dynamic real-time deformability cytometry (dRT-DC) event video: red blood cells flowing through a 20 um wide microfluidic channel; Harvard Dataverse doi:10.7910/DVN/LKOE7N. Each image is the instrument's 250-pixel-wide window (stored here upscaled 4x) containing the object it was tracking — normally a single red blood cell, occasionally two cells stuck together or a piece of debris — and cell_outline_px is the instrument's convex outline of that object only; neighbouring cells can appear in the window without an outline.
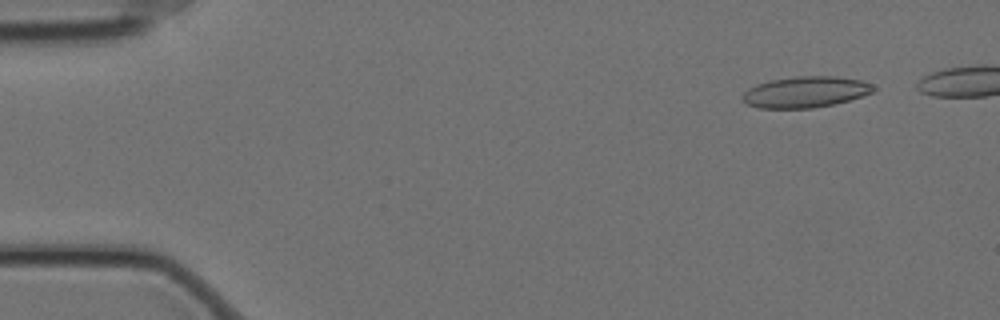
{"species": "Egyptian fruit bat (a non-hibernating species)", "species_latin": "Rousettus aegyptiacus", "temperature_condition": "cold", "stored_images_in_passage": 51, "camera_frame_rate_fps": 3000, "um_per_image_px": 0.085, "animal": {"sex": "female"}, "frame": {"image": 1, "passage_image": 5, "time_ms": 1.333, "image_size_px": [1000, 320], "cell_outline_px": [[876, 88], [872, 92], [848, 100], [832, 104], [812, 108], [760, 108], [748, 104], [740, 100], [740, 96], [748, 88], [756, 84], [772, 80], [796, 76], [836, 76], [860, 80], [872, 84]], "centroid_in_image_um": [68.42, 7.81], "position_along_channel_um": 16.6, "area_um2": 23.64}}
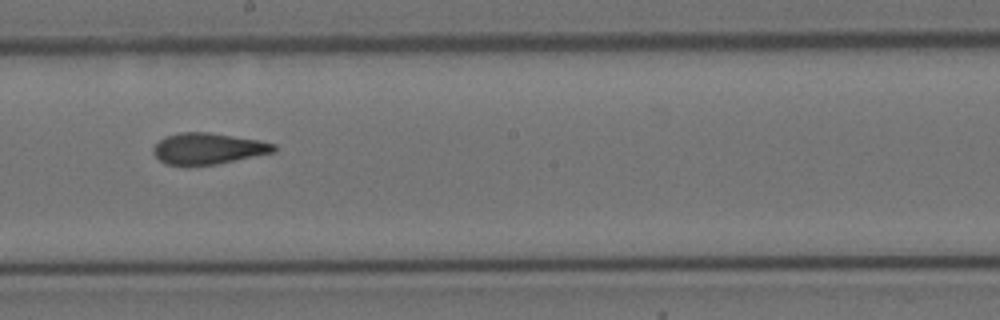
{"frame": {"image": 2, "passage_image": 32, "time_ms": 10.333, "image_size_px": [1000, 320], "cell_outline_px": [[276, 152], [216, 164], [164, 164], [152, 152], [152, 148], [164, 136], [180, 132], [208, 132], [260, 140], [276, 144]], "centroid_in_image_um": [17.7, 12.61], "position_along_channel_um": 230.5, "area_um2": 21.79}}
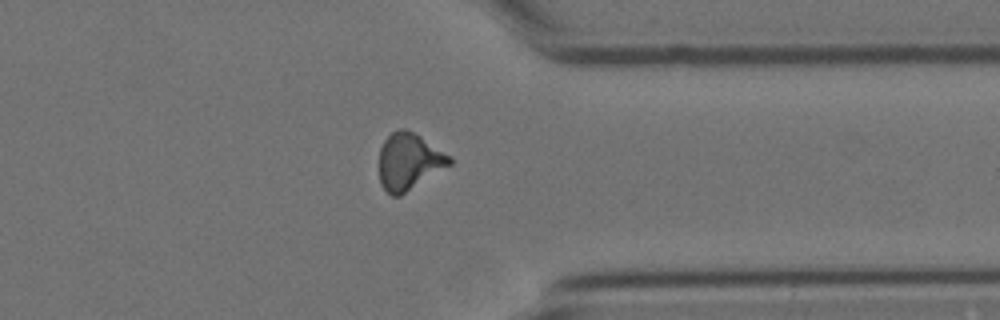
{"frame": {"image": 3, "passage_image": 45, "time_ms": 14.667, "image_size_px": [1000, 320], "cell_outline_px": [[452, 164], [400, 196], [392, 196], [380, 184], [380, 148], [384, 140], [392, 132], [400, 128], [404, 128], [420, 136], [452, 156]], "centroid_in_image_um": [34.78, 13.73], "position_along_channel_um": 376.6, "area_um2": 23.18}, "authors_computed_cell_mechanics": {"area_um2": 22.7732, "velocity_mm_per_s": 3.4957, "shape_relaxation_time_tau1_ms": null, "shape_relaxation_time_tau2_ms": 2.9747, "deformation_change_tau1": null, "deformation_change_tau2": 0.112}}